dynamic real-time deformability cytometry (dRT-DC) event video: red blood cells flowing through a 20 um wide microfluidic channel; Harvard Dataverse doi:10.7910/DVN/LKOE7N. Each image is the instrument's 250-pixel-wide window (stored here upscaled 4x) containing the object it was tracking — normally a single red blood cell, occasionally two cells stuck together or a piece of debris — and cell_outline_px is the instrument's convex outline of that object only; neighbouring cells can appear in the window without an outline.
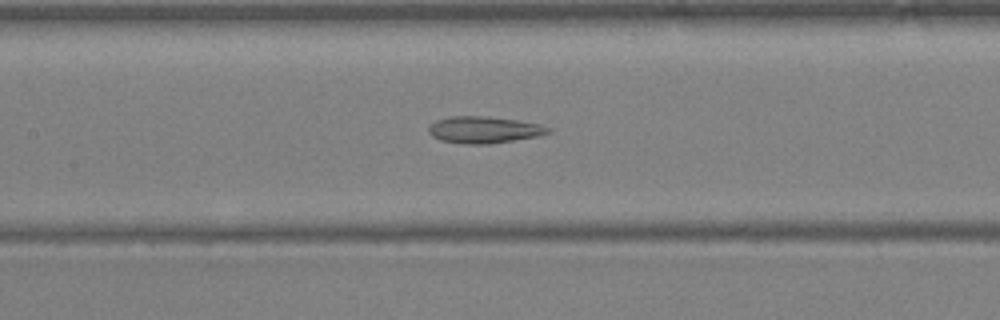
{"species": "Egyptian fruit bat (a non-hibernating species)", "species_latin": "Rousettus aegyptiacus", "temperature_condition": "warm", "stored_images_in_passage": 42, "camera_frame_rate_fps": 3000, "um_per_image_px": 0.085, "animal": {"sex": "female"}, "frame": {"image": 1, "passage_image": 20, "time_ms": 6.333, "image_size_px": [1000, 320], "cell_outline_px": [[552, 132], [540, 136], [488, 144], [464, 144], [440, 140], [432, 136], [428, 132], [428, 128], [436, 120], [448, 116], [488, 116], [516, 120], [540, 124], [552, 128]], "centroid_in_image_um": [41.16, 11.03], "position_along_channel_um": 166.2, "area_um2": 18.79}}
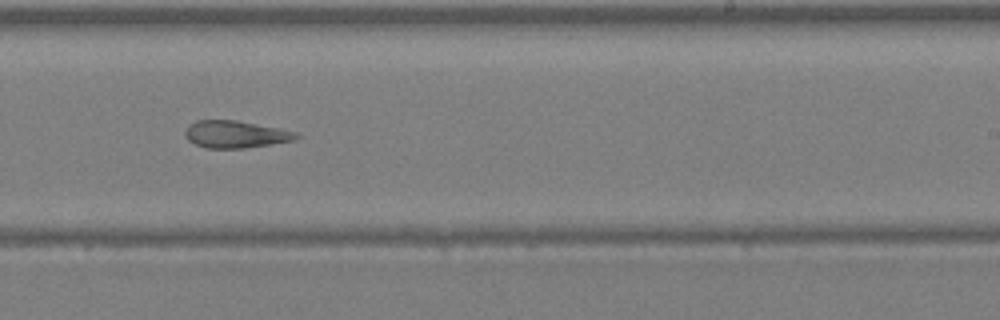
{"frame": {"image": 2, "passage_image": 26, "time_ms": 8.333, "image_size_px": [1000, 320], "cell_outline_px": [[300, 136], [296, 140], [244, 148], [208, 148], [196, 144], [188, 140], [184, 132], [188, 124], [196, 120], [236, 120], [296, 132]], "centroid_in_image_um": [19.99, 11.41], "position_along_channel_um": 269.0, "area_um2": 17.46}}
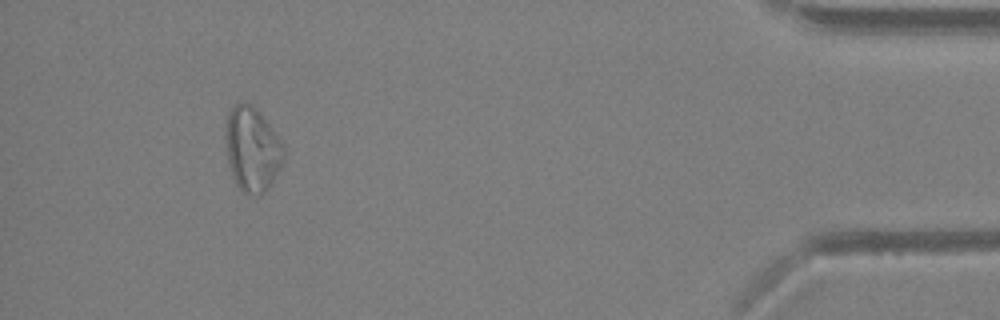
{"frame": {"image": 3, "passage_image": 38, "time_ms": 12.333, "image_size_px": [1000, 320], "cell_outline_px": [[284, 160], [276, 176], [268, 188], [264, 192], [240, 192], [232, 176], [228, 160], [224, 140], [228, 112], [236, 104], [244, 100], [256, 108], [260, 112], [276, 132], [284, 148]], "centroid_in_image_um": [21.43, 12.64], "position_along_channel_um": 413.8, "area_um2": 28.67}}